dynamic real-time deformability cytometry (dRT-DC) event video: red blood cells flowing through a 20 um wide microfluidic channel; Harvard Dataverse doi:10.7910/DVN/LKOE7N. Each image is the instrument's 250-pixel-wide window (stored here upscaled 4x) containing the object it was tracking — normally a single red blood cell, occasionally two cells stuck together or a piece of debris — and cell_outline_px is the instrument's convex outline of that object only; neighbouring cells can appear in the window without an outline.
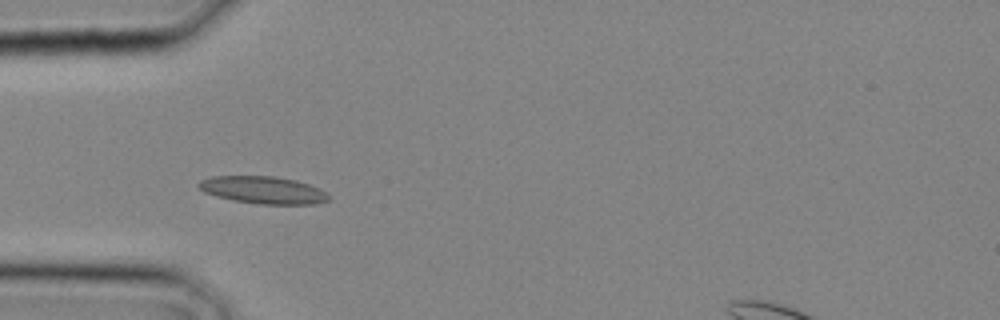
{"species": "common noctule bat (a hibernating species)", "species_latin": "Nyctalus noctula", "temperature_condition": "cold", "stored_images_in_passage": 25, "camera_frame_rate_fps": 3000, "um_per_image_px": 0.085, "animal": {"sex": "male", "body_mass_g": 20.4}, "frame": {"image": 1, "passage_image": 4, "time_ms": 1.0, "image_size_px": [1000, 320], "cell_outline_px": [[332, 196], [328, 200], [316, 204], [260, 204], [232, 200], [216, 196], [204, 192], [196, 184], [200, 180], [212, 176], [276, 176], [296, 180], [320, 188]], "centroid_in_image_um": [22.38, 16.15], "position_along_channel_um": 62.6, "area_um2": 20.87}}
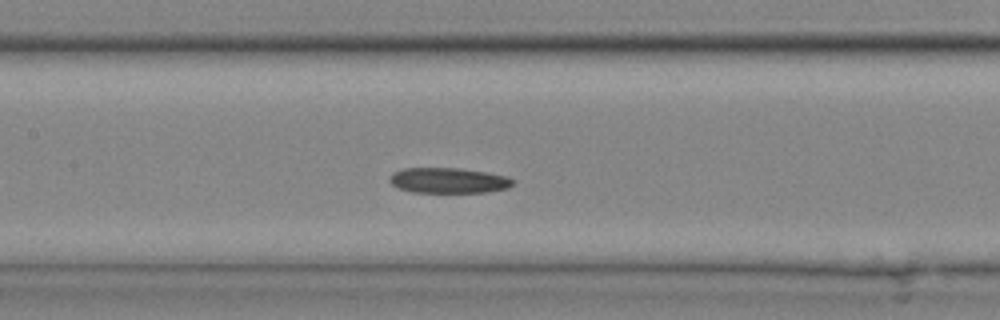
{"frame": {"image": 2, "passage_image": 9, "time_ms": 2.667, "image_size_px": [1000, 320], "cell_outline_px": [[516, 180], [508, 188], [488, 192], [412, 192], [400, 188], [392, 184], [388, 180], [392, 172], [404, 168], [460, 168], [488, 172], [508, 176]], "centroid_in_image_um": [38.15, 15.33], "position_along_channel_um": 169.3, "area_um2": 18.38}}
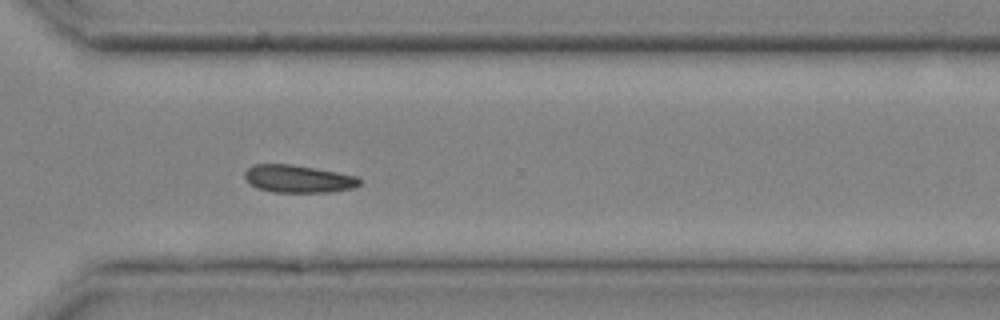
{"frame": {"image": 3, "passage_image": 17, "time_ms": 5.333, "image_size_px": [1000, 320], "cell_outline_px": [[364, 180], [360, 184], [352, 188], [328, 192], [272, 192], [256, 188], [244, 176], [244, 172], [252, 164], [292, 164], [360, 176]], "centroid_in_image_um": [25.38, 15.19], "position_along_channel_um": 345.2, "area_um2": 18.61}}